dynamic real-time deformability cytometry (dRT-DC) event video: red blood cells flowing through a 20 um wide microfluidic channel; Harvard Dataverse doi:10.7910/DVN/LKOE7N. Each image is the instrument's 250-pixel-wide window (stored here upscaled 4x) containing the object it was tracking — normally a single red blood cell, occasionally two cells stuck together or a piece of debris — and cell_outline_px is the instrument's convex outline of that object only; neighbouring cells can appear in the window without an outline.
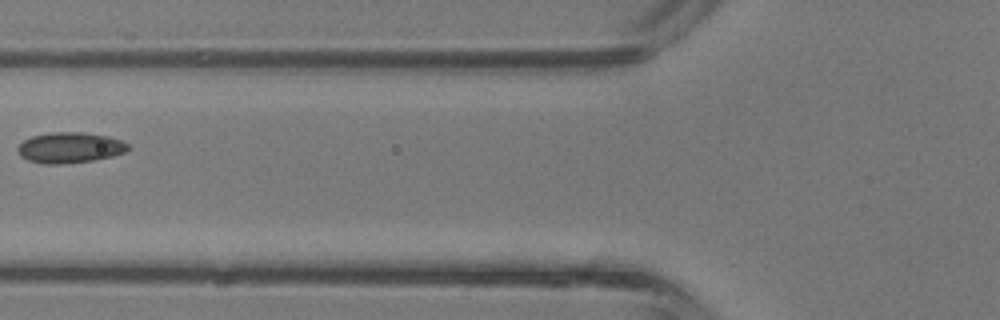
{"species": "common noctule bat (a hibernating species)", "species_latin": "Nyctalus noctula", "temperature_condition": "room temperature", "stored_images_in_passage": 6, "camera_frame_rate_fps": 3000, "um_per_image_px": 0.085, "animal": {"sex": "male", "body_mass_g": 13.3}, "frame": {"image": 1, "passage_image": 6, "time_ms": 1.667, "image_size_px": [1000, 320], "cell_outline_px": [[128, 148], [124, 152], [112, 156], [92, 160], [60, 164], [44, 164], [28, 160], [20, 156], [16, 148], [24, 140], [32, 136], [52, 132], [84, 132], [108, 136], [124, 140], [128, 144]], "centroid_in_image_um": [5.93, 12.54], "position_along_channel_um": 119.9, "area_um2": 19.71}}